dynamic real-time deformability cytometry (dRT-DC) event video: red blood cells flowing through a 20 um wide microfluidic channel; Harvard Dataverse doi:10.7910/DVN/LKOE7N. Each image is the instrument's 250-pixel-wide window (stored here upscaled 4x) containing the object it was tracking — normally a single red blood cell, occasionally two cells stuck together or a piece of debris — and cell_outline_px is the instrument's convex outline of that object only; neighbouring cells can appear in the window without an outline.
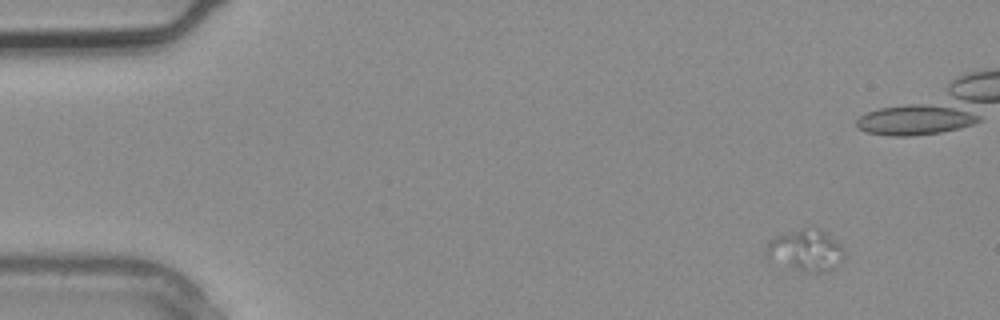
{"species": "common noctule bat (a hibernating species)", "species_latin": "Nyctalus noctula", "temperature_condition": "warm", "stored_images_in_passage": 6, "camera_frame_rate_fps": 3000, "um_per_image_px": 0.085, "animal": {"sex": "male", "body_mass_g": 20.4}, "frame": {"image": 1, "passage_image": 1, "time_ms": 0.0, "image_size_px": [1000, 320], "cell_outline_px": [[844, 260], [836, 268], [824, 272], [816, 272], [768, 264], [764, 260], [764, 248], [768, 240], [772, 236], [812, 224], [820, 228], [840, 244], [844, 248]], "centroid_in_image_um": [68.38, 21.26], "position_along_channel_um": 16.6, "area_um2": 20.23}}